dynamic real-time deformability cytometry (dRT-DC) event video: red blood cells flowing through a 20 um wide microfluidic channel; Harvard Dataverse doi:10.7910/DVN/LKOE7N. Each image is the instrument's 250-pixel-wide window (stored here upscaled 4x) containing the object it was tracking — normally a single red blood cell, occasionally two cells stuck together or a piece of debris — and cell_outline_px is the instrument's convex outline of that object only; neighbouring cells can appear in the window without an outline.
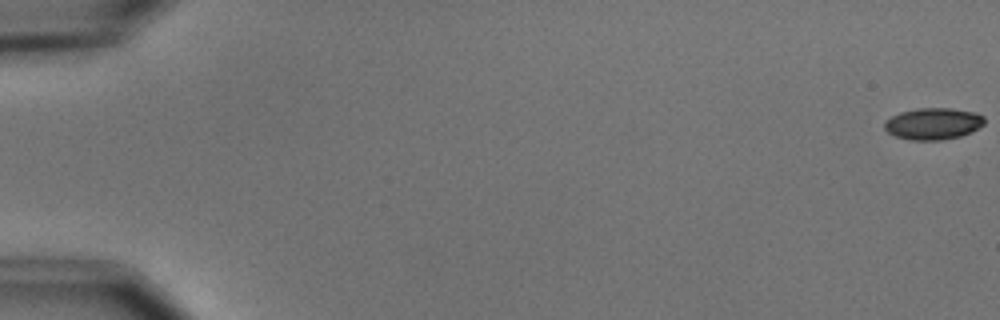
{"species": "common noctule bat (a hibernating species)", "species_latin": "Nyctalus noctula", "temperature_condition": "cold", "stored_images_in_passage": 4, "camera_frame_rate_fps": 3000, "um_per_image_px": 0.085, "animal": {"sex": "male", "body_mass_g": 15.6}, "frame": {"image": 1, "passage_image": 1, "time_ms": 0.0, "image_size_px": [1000, 320], "cell_outline_px": [[984, 124], [960, 136], [940, 140], [908, 140], [896, 136], [888, 132], [884, 128], [884, 120], [900, 112], [916, 108], [952, 108], [976, 112], [984, 116]], "centroid_in_image_um": [79.29, 10.5], "position_along_channel_um": 5.7, "area_um2": 18.44}}